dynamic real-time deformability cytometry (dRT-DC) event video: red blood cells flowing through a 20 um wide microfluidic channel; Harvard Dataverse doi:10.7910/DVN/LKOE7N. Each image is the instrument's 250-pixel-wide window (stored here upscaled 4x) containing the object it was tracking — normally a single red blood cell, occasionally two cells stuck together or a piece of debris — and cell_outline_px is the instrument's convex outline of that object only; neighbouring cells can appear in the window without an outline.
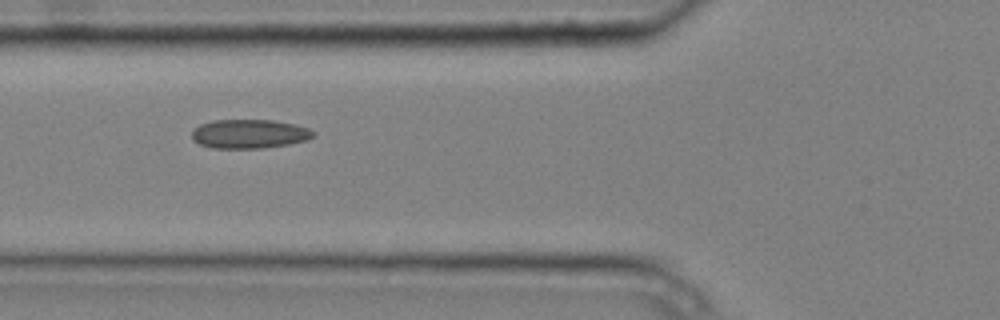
{"species": "common noctule bat (a hibernating species)", "species_latin": "Nyctalus noctula", "temperature_condition": "cold", "stored_images_in_passage": 4, "camera_frame_rate_fps": 3000, "um_per_image_px": 0.085, "animal": {"sex": "male", "body_mass_g": 20.4}, "frame": {"image": 1, "passage_image": 2, "time_ms": 0.333, "image_size_px": [1000, 320], "cell_outline_px": [[316, 136], [308, 140], [288, 144], [260, 148], [212, 148], [200, 144], [192, 140], [192, 132], [200, 124], [212, 120], [272, 120], [296, 124], [308, 128], [316, 132]], "centroid_in_image_um": [21.22, 11.37], "position_along_channel_um": 104.6, "area_um2": 20.63}}
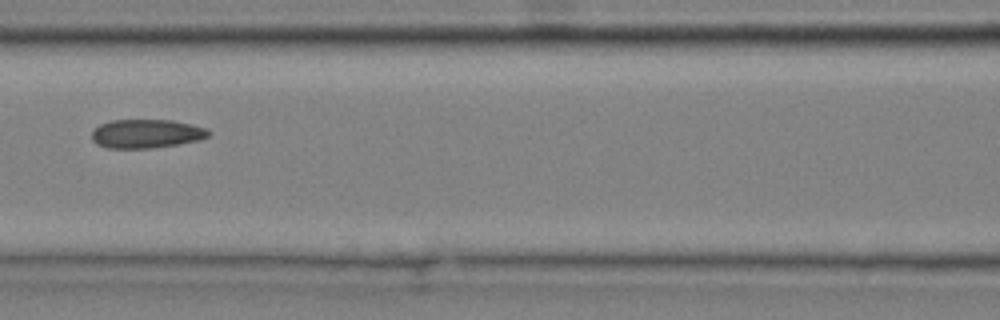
{"frame": {"image": 2, "passage_image": 3, "time_ms": 0.667, "image_size_px": [1000, 320], "cell_outline_px": [[212, 132], [208, 136], [200, 140], [180, 144], [152, 148], [108, 148], [96, 144], [92, 140], [92, 132], [100, 124], [112, 120], [172, 120], [192, 124], [208, 128]], "centroid_in_image_um": [12.48, 11.36], "position_along_channel_um": 154.1, "area_um2": 19.77}}
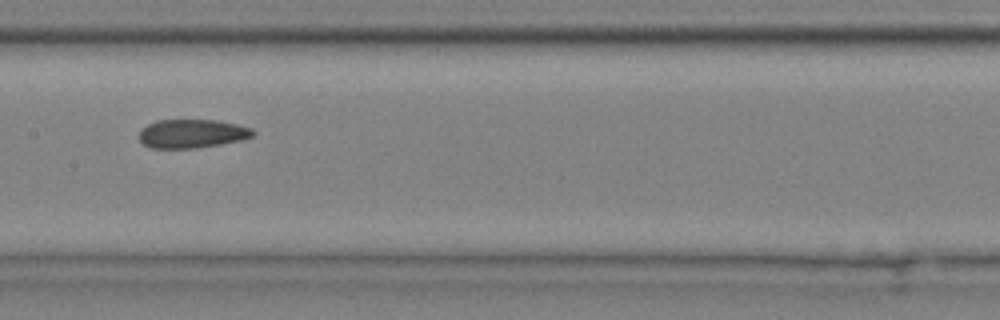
{"frame": {"image": 3, "passage_image": 4, "time_ms": 1.0, "image_size_px": [1000, 320], "cell_outline_px": [[256, 132], [252, 136], [240, 140], [220, 144], [196, 148], [148, 148], [140, 140], [140, 132], [148, 124], [156, 120], [216, 120], [236, 124], [252, 128]], "centroid_in_image_um": [16.32, 11.36], "position_along_channel_um": 191.1, "area_um2": 18.9}}